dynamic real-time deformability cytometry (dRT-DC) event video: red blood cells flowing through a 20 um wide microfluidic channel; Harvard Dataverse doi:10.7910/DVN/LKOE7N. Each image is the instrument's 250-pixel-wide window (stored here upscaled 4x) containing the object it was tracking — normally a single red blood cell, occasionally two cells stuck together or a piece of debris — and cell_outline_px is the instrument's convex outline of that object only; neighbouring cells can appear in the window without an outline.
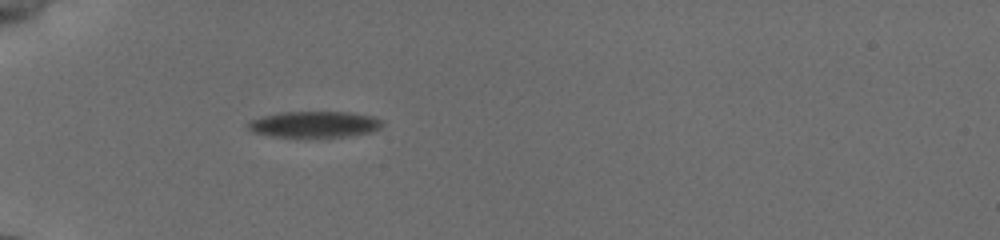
{"species": "common noctule bat (a hibernating species)", "species_latin": "Nyctalus noctula", "temperature_condition": "cold", "stored_images_in_passage": 8, "camera_frame_rate_fps": 3000, "um_per_image_px": 0.085, "animal": {"sex": "female", "body_mass_g": 19.5, "forearm_length_mm": 54.1}, "frame": {"image": 1, "passage_image": 1, "time_ms": 0.0, "image_size_px": [1000, 240], "cell_outline_px": [[380, 128], [372, 132], [348, 136], [272, 136], [252, 132], [248, 128], [248, 120], [280, 112], [348, 112], [372, 116], [380, 120]], "centroid_in_image_um": [26.69, 10.56], "position_along_channel_um": 58.3, "area_um2": 20.11}}
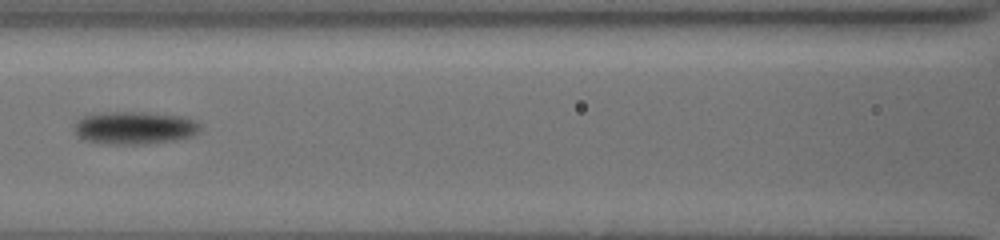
{"frame": {"image": 2, "passage_image": 4, "time_ms": 3.0, "image_size_px": [1000, 240], "cell_outline_px": [[196, 128], [188, 136], [168, 140], [140, 144], [100, 144], [84, 140], [76, 132], [76, 124], [84, 116], [116, 112], [132, 112], [176, 116], [192, 120], [196, 124]], "centroid_in_image_um": [11.3, 10.88], "position_along_channel_um": 155.3, "area_um2": 22.54}}
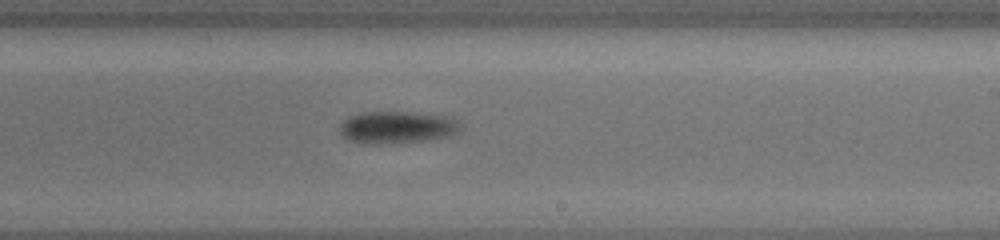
{"frame": {"image": 3, "passage_image": 8, "time_ms": 5.667, "image_size_px": [1000, 240], "cell_outline_px": [[460, 128], [456, 132], [448, 136], [432, 140], [380, 144], [368, 144], [348, 140], [340, 136], [340, 124], [344, 120], [352, 116], [368, 112], [404, 112], [444, 116], [452, 120]], "centroid_in_image_um": [33.66, 10.85], "position_along_channel_um": 255.3, "area_um2": 22.2}}